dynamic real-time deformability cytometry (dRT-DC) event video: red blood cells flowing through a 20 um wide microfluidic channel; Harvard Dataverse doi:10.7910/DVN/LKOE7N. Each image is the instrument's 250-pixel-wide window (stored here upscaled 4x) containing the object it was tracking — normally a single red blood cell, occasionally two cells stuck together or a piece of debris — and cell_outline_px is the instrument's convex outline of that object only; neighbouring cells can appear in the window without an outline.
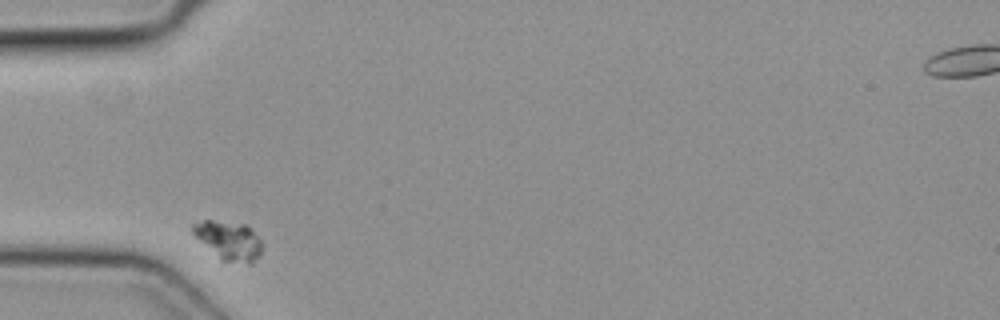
{"species": "common noctule bat (a hibernating species)", "species_latin": "Nyctalus noctula", "temperature_condition": "cold", "stored_images_in_passage": 1, "camera_frame_rate_fps": 3000, "um_per_image_px": 0.085, "animal": {"sex": "female", "body_mass_g": 19.3, "forearm_length_mm": 54.1}, "frame": {"image": 1, "passage_image": 1, "time_ms": 0.0, "image_size_px": [1000, 320], "cell_outline_px": [[260, 256], [252, 264], [248, 264], [220, 260], [192, 232], [192, 224], [204, 220], [212, 220], [248, 224], [252, 228], [260, 240]], "centroid_in_image_um": [19.47, 20.44], "position_along_channel_um": 65.5, "area_um2": 15.66}}